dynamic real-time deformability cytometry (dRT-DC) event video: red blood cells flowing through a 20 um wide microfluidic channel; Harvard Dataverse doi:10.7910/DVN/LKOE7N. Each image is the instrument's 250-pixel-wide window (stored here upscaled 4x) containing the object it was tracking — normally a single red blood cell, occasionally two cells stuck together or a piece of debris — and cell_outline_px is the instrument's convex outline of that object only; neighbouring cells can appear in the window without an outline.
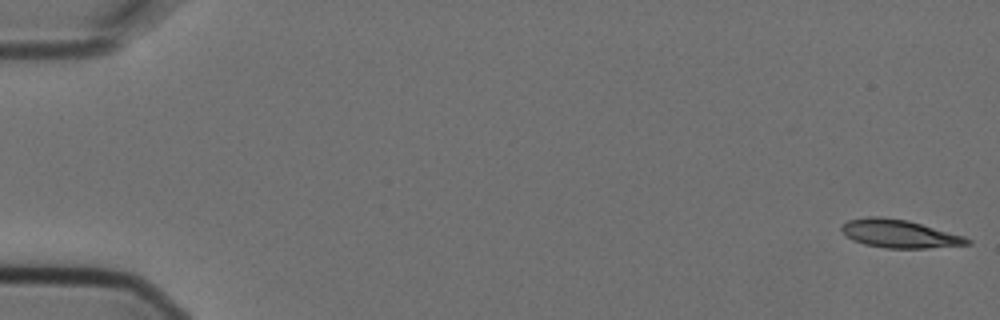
{"species": "Egyptian fruit bat (a non-hibernating species)", "species_latin": "Rousettus aegyptiacus", "temperature_condition": "cold", "stored_images_in_passage": 6, "camera_frame_rate_fps": 3000, "um_per_image_px": 0.085, "animal": {"sex": "female"}, "frame": {"image": 1, "passage_image": 1, "time_ms": 0.0, "image_size_px": [1000, 320], "cell_outline_px": [[972, 244], [924, 248], [884, 248], [864, 244], [852, 240], [840, 228], [848, 220], [868, 216], [876, 216], [908, 220], [964, 236], [972, 240]], "centroid_in_image_um": [76.46, 19.87], "position_along_channel_um": 8.5, "area_um2": 20.46}}
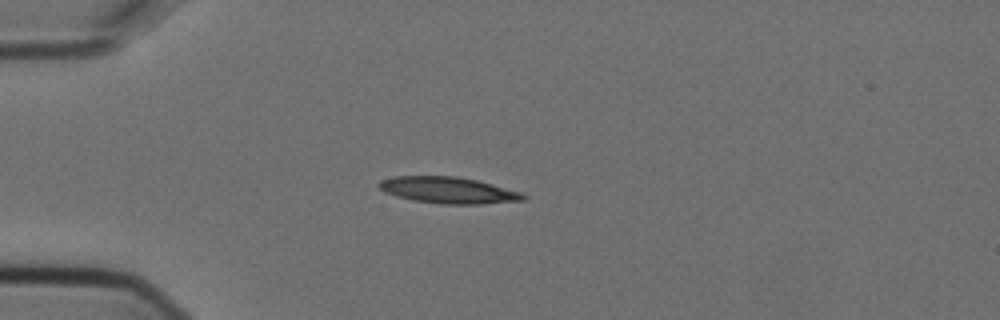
{"frame": {"image": 2, "passage_image": 5, "time_ms": 1.333, "image_size_px": [1000, 320], "cell_outline_px": [[528, 200], [480, 204], [440, 204], [412, 200], [396, 196], [384, 192], [376, 184], [380, 180], [396, 176], [456, 176], [476, 180], [524, 192], [528, 196]], "centroid_in_image_um": [38.15, 16.17], "position_along_channel_um": 46.9, "area_um2": 22.48}}